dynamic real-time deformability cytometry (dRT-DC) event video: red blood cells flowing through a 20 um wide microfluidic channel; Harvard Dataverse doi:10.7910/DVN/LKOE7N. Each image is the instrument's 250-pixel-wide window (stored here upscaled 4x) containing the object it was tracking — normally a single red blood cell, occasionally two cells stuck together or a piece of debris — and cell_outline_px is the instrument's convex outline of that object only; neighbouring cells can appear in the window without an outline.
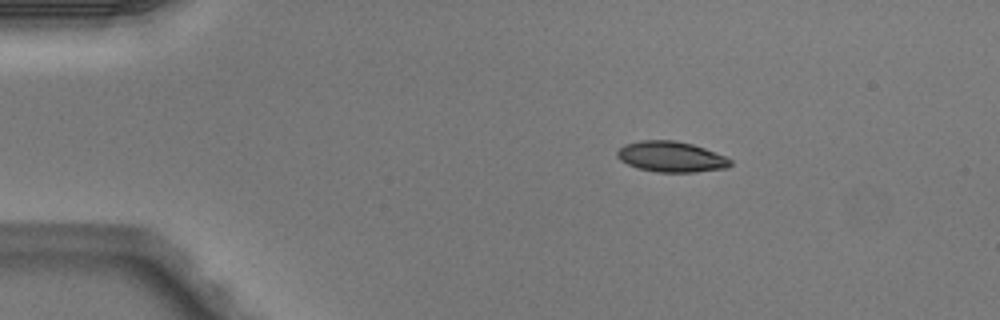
{"species": "Egyptian fruit bat (a non-hibernating species)", "species_latin": "Rousettus aegyptiacus", "temperature_condition": "warm", "stored_images_in_passage": 4, "camera_frame_rate_fps": 3000, "um_per_image_px": 0.085, "animal": {"sex": "male"}, "frame": {"image": 1, "passage_image": 2, "time_ms": 0.333, "image_size_px": [1000, 320], "cell_outline_px": [[732, 164], [728, 168], [696, 172], [656, 172], [636, 168], [620, 160], [616, 156], [616, 152], [624, 144], [640, 140], [676, 140], [692, 144], [704, 148], [724, 156], [732, 160]], "centroid_in_image_um": [57.03, 13.32], "position_along_channel_um": 28.0, "area_um2": 20.35}}
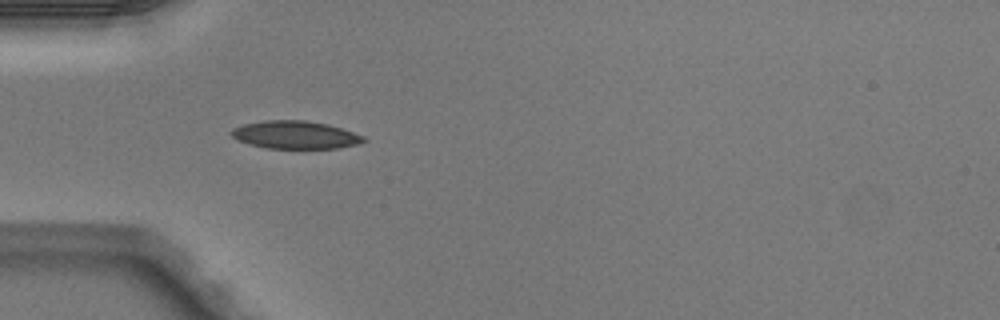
{"frame": {"image": 2, "passage_image": 4, "time_ms": 1.0, "image_size_px": [1000, 320], "cell_outline_px": [[368, 140], [356, 144], [336, 148], [268, 148], [248, 144], [232, 136], [228, 132], [232, 128], [244, 124], [264, 120], [308, 120], [328, 124], [364, 136]], "centroid_in_image_um": [25.07, 11.45], "position_along_channel_um": 59.9, "area_um2": 21.39}}